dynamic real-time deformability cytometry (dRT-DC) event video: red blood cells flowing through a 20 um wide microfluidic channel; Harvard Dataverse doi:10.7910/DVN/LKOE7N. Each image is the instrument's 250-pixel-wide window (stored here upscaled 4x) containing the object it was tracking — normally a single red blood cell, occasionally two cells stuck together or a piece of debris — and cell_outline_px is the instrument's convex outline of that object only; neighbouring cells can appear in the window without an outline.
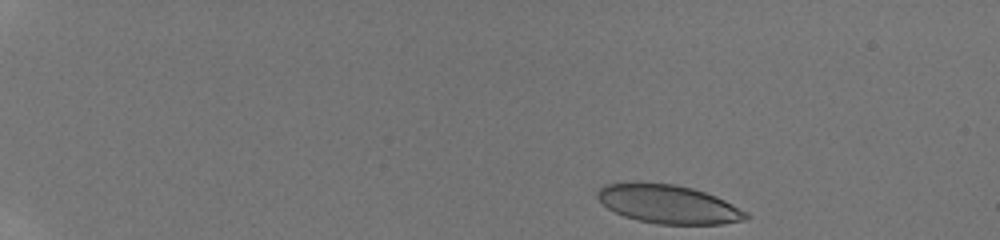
{"species": "human", "species_latin": "Homo sapiens", "temperature_condition": "room temperature", "stored_images_in_passage": 54, "camera_frame_rate_fps": 3000, "um_per_image_px": 0.085, "donor": {"sex": "male"}, "frame": {"image": 1, "passage_image": 1, "time_ms": 0.0, "image_size_px": [1000, 240], "cell_outline_px": [[752, 216], [744, 220], [720, 224], [660, 224], [636, 220], [624, 216], [608, 208], [596, 196], [596, 192], [604, 184], [632, 180], [636, 180], [676, 184], [692, 188], [716, 196], [748, 212]], "centroid_in_image_um": [56.77, 17.32], "position_along_channel_um": 28.2, "area_um2": 33.99}}
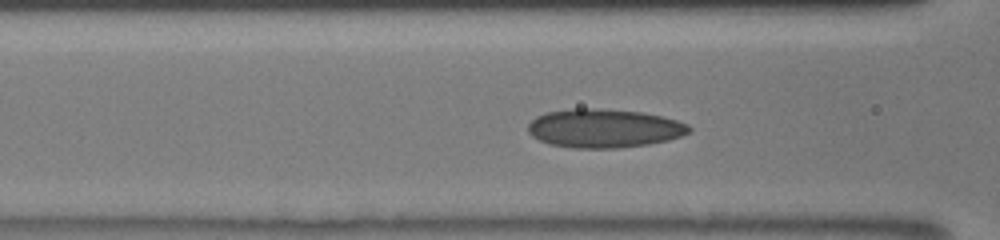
{"frame": {"image": 2, "passage_image": 17, "time_ms": 5.333, "image_size_px": [1000, 240], "cell_outline_px": [[692, 132], [668, 140], [648, 144], [616, 148], [572, 148], [548, 144], [532, 136], [528, 132], [528, 124], [536, 116], [548, 112], [572, 108], [600, 108], [644, 112], [664, 116], [688, 124], [692, 128]], "centroid_in_image_um": [51.36, 10.9], "position_along_channel_um": 115.2, "area_um2": 36.65}}
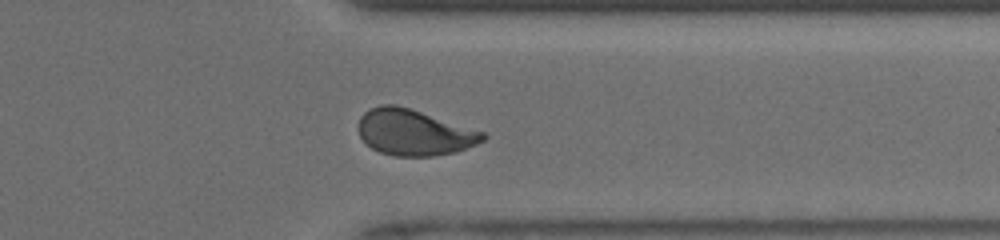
{"frame": {"image": 3, "passage_image": 39, "time_ms": 11.667, "image_size_px": [1000, 240], "cell_outline_px": [[488, 136], [484, 140], [476, 144], [456, 152], [432, 156], [396, 156], [380, 152], [372, 148], [360, 136], [360, 116], [368, 108], [380, 104], [396, 104], [484, 132]], "centroid_in_image_um": [35.19, 11.25], "position_along_channel_um": 376.2, "area_um2": 33.06}, "authors_computed_cell_mechanics": {"area_um2": 33.813, "velocity_mm_per_s": 4.1156, "shape_relaxation_time_tau1_ms": null, "shape_relaxation_time_tau2_ms": 0.7176, "deformation_change_tau1": null, "deformation_change_tau2": 0.0619}}